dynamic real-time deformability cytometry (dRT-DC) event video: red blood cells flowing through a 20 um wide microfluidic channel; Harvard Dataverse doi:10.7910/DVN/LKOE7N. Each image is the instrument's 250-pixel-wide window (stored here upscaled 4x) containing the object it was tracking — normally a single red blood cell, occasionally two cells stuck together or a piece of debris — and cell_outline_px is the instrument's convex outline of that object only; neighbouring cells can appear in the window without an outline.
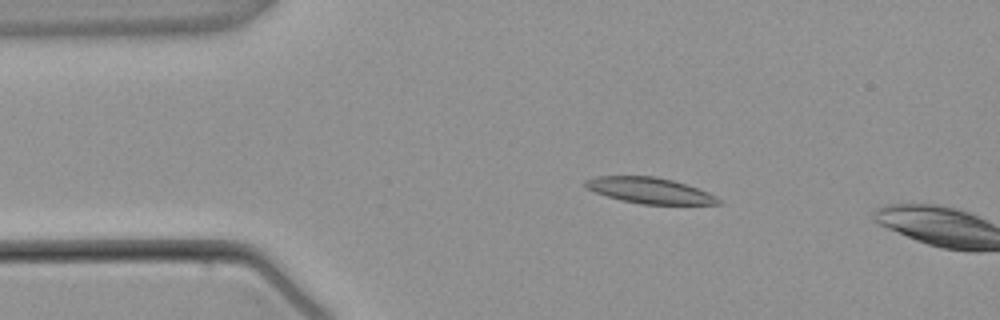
{"species": "common noctule bat (a hibernating species)", "species_latin": "Nyctalus noctula", "temperature_condition": "warm", "stored_images_in_passage": 4, "camera_frame_rate_fps": 3000, "um_per_image_px": 0.085, "animal": {"sex": "male", "body_mass_g": 21.5, "forearm_length_mm": 52.0}, "frame": {"image": 1, "passage_image": 3, "time_ms": 2.333, "image_size_px": [1000, 320], "cell_outline_px": [[720, 204], [640, 204], [620, 200], [596, 192], [588, 188], [584, 184], [584, 180], [596, 176], [656, 176], [672, 180], [708, 192], [716, 196], [720, 200]], "centroid_in_image_um": [55.2, 16.19], "position_along_channel_um": 29.8, "area_um2": 19.83}}